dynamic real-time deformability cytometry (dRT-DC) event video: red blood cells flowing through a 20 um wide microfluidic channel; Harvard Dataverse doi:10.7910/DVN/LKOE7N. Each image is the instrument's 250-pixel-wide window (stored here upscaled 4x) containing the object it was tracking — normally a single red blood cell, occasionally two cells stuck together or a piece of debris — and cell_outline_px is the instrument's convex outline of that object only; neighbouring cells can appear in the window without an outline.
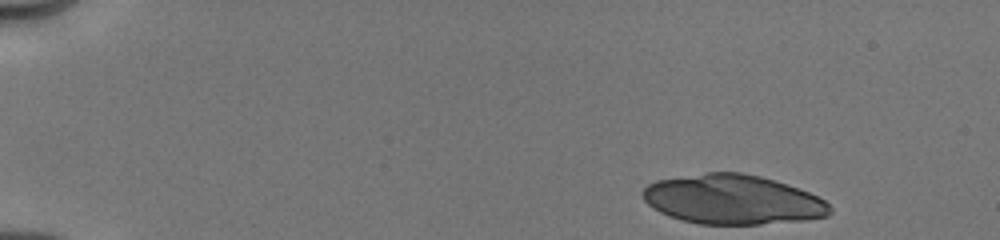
{"species": "human", "species_latin": "Homo sapiens", "temperature_condition": "cold", "stored_images_in_passage": 32, "segment_of_instrument_passage": [1, 2], "camera_frame_rate_fps": 3000, "um_per_image_px": 0.085, "donor": {"sex": "male"}, "frame": {"image": 1, "passage_image": 1, "time_ms": 0.0, "image_size_px": [1000, 240], "cell_outline_px": [[832, 212], [828, 216], [804, 220], [760, 224], [700, 224], [680, 220], [668, 216], [652, 208], [644, 200], [640, 192], [648, 184], [656, 180], [708, 172], [744, 172], [760, 176], [808, 192], [824, 200], [832, 208]], "centroid_in_image_um": [62.24, 16.97], "position_along_channel_um": 22.8, "area_um2": 53.99}}